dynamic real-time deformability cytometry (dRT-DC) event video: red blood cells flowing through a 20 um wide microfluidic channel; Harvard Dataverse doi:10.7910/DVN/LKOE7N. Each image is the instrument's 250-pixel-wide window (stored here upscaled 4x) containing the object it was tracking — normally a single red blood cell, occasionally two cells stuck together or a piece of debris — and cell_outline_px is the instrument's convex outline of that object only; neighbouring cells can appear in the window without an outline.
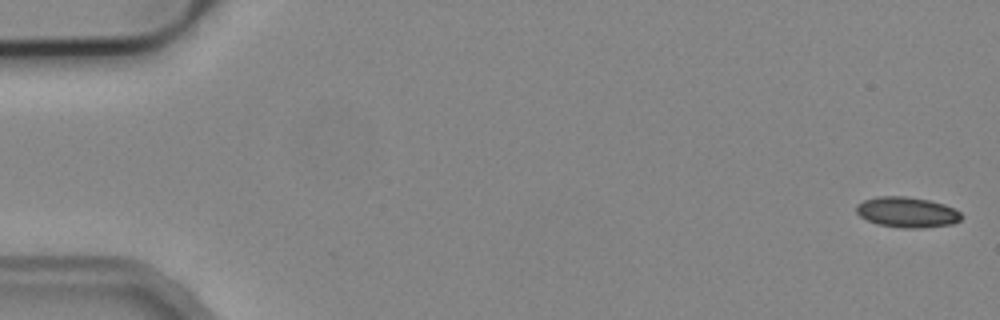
{"species": "common noctule bat (a hibernating species)", "species_latin": "Nyctalus noctula", "temperature_condition": "cold", "stored_images_in_passage": 5, "camera_frame_rate_fps": 3000, "um_per_image_px": 0.085, "animal": {"sex": "male", "body_mass_g": 19.2, "forearm_length_mm": 51.8}, "frame": {"image": 1, "passage_image": 1, "time_ms": 0.0, "image_size_px": [1000, 320], "cell_outline_px": [[960, 220], [952, 224], [920, 228], [904, 228], [876, 224], [860, 216], [856, 212], [856, 204], [864, 200], [880, 196], [904, 196], [928, 200], [944, 204], [960, 212]], "centroid_in_image_um": [77.06, 18.04], "position_along_channel_um": 7.9, "area_um2": 18.5}}
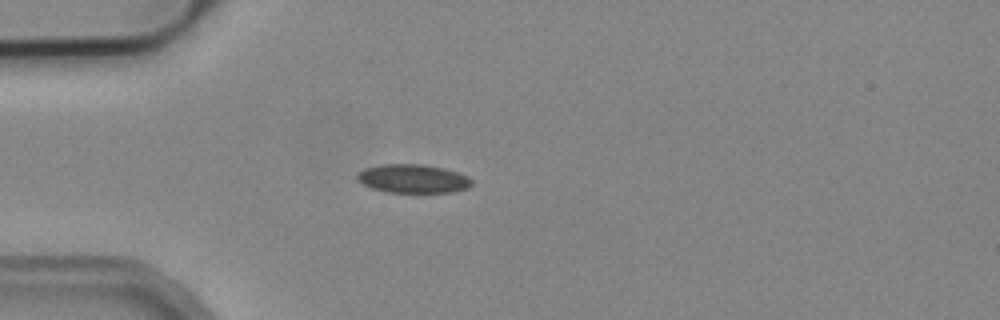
{"frame": {"image": 2, "passage_image": 5, "time_ms": 4.667, "image_size_px": [1000, 320], "cell_outline_px": [[472, 184], [468, 188], [452, 192], [384, 192], [372, 188], [356, 180], [356, 176], [364, 168], [384, 164], [424, 164], [444, 168], [468, 176], [472, 180]], "centroid_in_image_um": [35.1, 15.18], "position_along_channel_um": 49.9, "area_um2": 19.13}}